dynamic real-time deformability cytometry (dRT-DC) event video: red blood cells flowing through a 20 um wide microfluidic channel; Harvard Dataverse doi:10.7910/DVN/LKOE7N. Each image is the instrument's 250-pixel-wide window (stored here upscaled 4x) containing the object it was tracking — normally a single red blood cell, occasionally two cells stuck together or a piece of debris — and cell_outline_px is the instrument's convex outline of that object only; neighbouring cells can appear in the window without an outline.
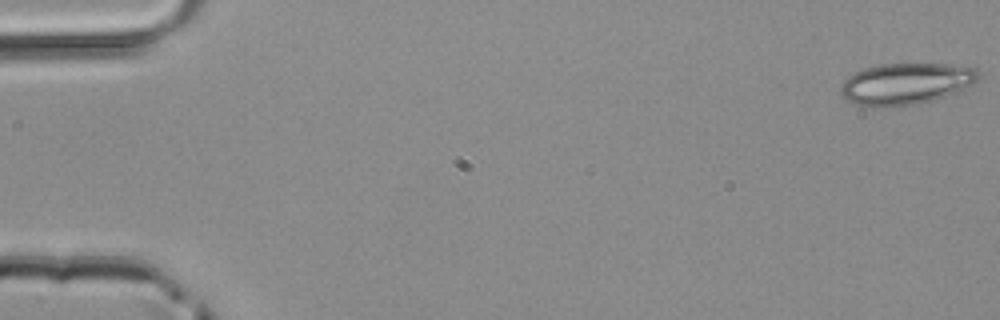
{"species": "common noctule bat (a hibernating species)", "species_latin": "Nyctalus noctula", "temperature_condition": "room temperature", "stored_images_in_passage": 12, "camera_frame_rate_fps": 3000, "um_per_image_px": 0.085, "animal": {"sex": "male", "body_mass_g": 20.4}, "frame": {"image": 1, "passage_image": 1, "time_ms": 0.0, "image_size_px": [1000, 320], "cell_outline_px": [[980, 80], [956, 92], [932, 100], [900, 108], [884, 108], [856, 104], [840, 96], [840, 84], [848, 76], [864, 68], [880, 64], [960, 64], [976, 68], [980, 72]], "centroid_in_image_um": [77.01, 7.12], "position_along_channel_um": 8.0, "area_um2": 33.87}}